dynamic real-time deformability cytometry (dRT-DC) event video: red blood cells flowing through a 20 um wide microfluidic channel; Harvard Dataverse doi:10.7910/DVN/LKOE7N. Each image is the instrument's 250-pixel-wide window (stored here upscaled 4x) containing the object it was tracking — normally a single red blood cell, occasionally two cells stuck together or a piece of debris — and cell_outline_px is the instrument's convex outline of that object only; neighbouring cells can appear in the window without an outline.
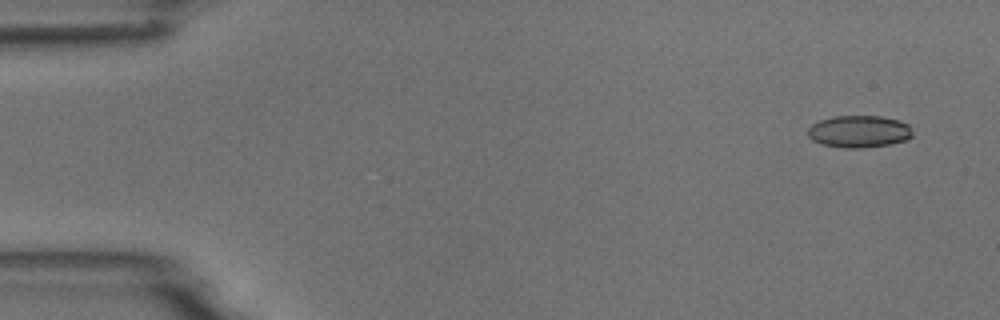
{"species": "common noctule bat (a hibernating species)", "species_latin": "Nyctalus noctula", "temperature_condition": "room temperature", "stored_images_in_passage": 5, "segment_of_instrument_passage": [2, 2], "camera_frame_rate_fps": 3000, "um_per_image_px": 0.085, "animal": {"sex": "male", "body_mass_g": 18.8}, "frame": {"image": 1, "passage_image": 5, "time_ms": 4.667, "image_size_px": [1000, 320], "cell_outline_px": [[912, 136], [904, 140], [888, 144], [860, 148], [844, 148], [820, 144], [812, 140], [808, 136], [808, 128], [812, 124], [820, 120], [832, 116], [880, 116], [900, 120], [908, 124], [912, 128]], "centroid_in_image_um": [73.0, 11.17], "position_along_channel_um": 12.0, "area_um2": 19.65}}